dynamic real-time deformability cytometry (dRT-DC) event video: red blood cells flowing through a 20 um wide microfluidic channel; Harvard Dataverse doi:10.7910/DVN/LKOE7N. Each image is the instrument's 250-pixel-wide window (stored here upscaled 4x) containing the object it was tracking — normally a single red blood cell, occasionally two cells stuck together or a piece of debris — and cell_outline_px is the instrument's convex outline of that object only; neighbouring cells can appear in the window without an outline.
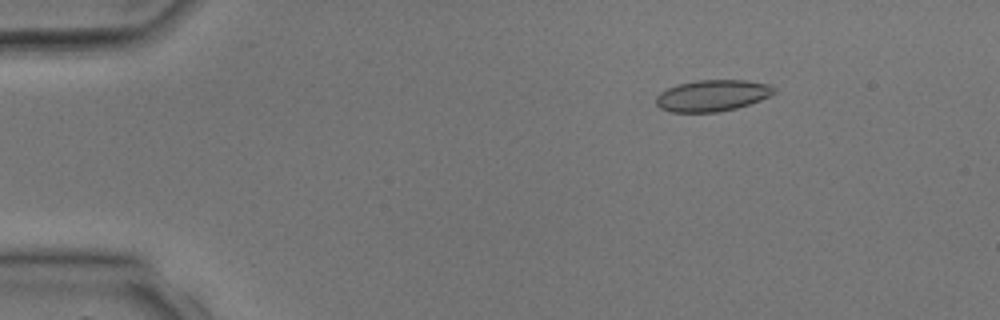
{"species": "common noctule bat (a hibernating species)", "species_latin": "Nyctalus noctula", "temperature_condition": "room temperature", "stored_images_in_passage": 3, "camera_frame_rate_fps": 3000, "um_per_image_px": 0.085, "animal": {"sex": "male", "body_mass_g": 17.9, "forearm_length_mm": 54.2}, "frame": {"image": 1, "passage_image": 2, "time_ms": 1.333, "image_size_px": [1000, 320], "cell_outline_px": [[776, 92], [760, 100], [736, 108], [716, 112], [672, 112], [660, 108], [656, 104], [656, 96], [660, 92], [676, 84], [696, 80], [744, 80], [772, 84], [776, 88]], "centroid_in_image_um": [60.55, 8.11], "position_along_channel_um": 24.5, "area_um2": 21.68}}